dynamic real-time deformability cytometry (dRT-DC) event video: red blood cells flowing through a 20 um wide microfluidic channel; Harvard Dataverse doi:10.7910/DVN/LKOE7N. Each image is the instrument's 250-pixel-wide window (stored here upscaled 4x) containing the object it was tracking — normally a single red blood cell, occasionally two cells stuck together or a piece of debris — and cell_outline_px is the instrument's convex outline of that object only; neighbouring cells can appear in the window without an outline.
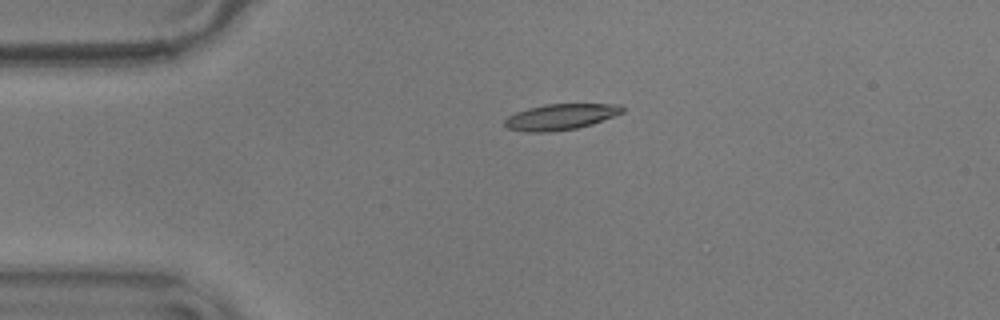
{"species": "common noctule bat (a hibernating species)", "species_latin": "Nyctalus noctula", "temperature_condition": "warm", "stored_images_in_passage": 9, "camera_frame_rate_fps": 3000, "um_per_image_px": 0.085, "animal": {"sex": "male", "body_mass_g": 17.9}, "frame": {"image": 1, "passage_image": 1, "time_ms": 0.0, "image_size_px": [1000, 320], "cell_outline_px": [[624, 112], [592, 124], [576, 128], [548, 132], [524, 132], [508, 128], [504, 124], [504, 120], [508, 116], [516, 112], [528, 108], [544, 104], [620, 104], [624, 108]], "centroid_in_image_um": [47.63, 9.93], "position_along_channel_um": 37.4, "area_um2": 17.74}}